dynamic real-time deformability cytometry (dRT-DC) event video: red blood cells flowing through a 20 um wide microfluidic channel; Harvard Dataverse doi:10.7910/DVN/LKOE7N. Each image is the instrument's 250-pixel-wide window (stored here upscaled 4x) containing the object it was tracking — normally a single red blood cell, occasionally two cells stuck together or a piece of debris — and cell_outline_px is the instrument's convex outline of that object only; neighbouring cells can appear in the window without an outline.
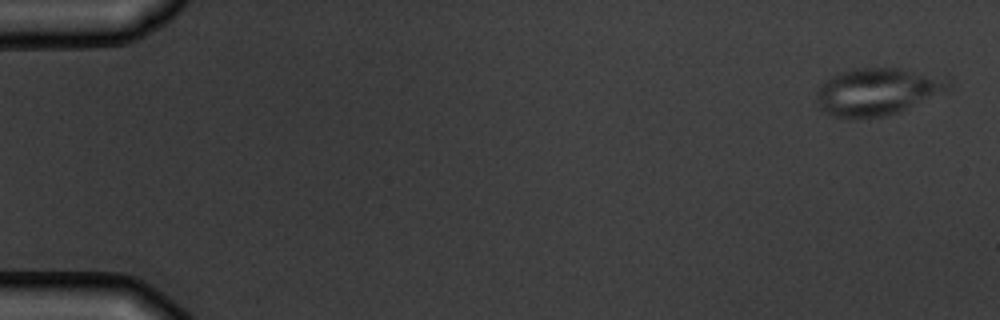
{"species": "common noctule bat (a hibernating species)", "species_latin": "Nyctalus noctula", "temperature_condition": "warm", "stored_images_in_passage": 5, "camera_frame_rate_fps": 3000, "um_per_image_px": 0.085, "animal": {"sex": "male", "body_mass_g": 19.5, "forearm_length_mm": 54.6}, "frame": {"image": 1, "passage_image": 1, "time_ms": 0.0, "image_size_px": [1000, 320], "cell_outline_px": [[952, 84], [948, 88], [900, 112], [884, 116], [832, 116], [820, 108], [816, 96], [816, 92], [820, 84], [824, 80], [840, 72], [856, 68], [900, 68], [952, 76]], "centroid_in_image_um": [74.62, 7.73], "position_along_channel_um": 10.4, "area_um2": 36.13}}